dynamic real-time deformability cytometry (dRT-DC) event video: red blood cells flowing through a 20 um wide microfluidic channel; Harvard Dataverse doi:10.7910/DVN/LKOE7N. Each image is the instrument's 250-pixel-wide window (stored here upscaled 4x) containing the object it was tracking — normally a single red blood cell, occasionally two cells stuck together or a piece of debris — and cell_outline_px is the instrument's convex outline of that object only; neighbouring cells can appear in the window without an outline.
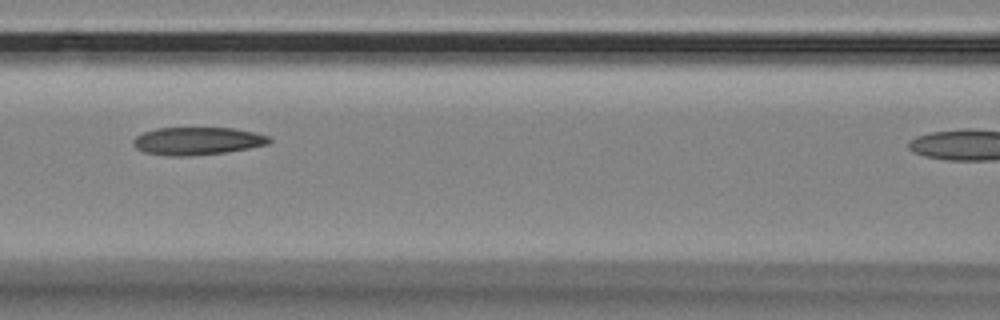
{"species": "Egyptian fruit bat (a non-hibernating species)", "species_latin": "Rousettus aegyptiacus", "temperature_condition": "room temperature", "stored_images_in_passage": 6, "camera_frame_rate_fps": 3000, "um_per_image_px": 0.085, "animal": {"sex": "female"}, "frame": {"image": 1, "passage_image": 3, "time_ms": 0.667, "image_size_px": [1000, 320], "cell_outline_px": [[272, 140], [268, 144], [248, 148], [224, 152], [188, 156], [168, 156], [144, 152], [136, 148], [132, 144], [132, 140], [136, 136], [144, 132], [156, 128], [232, 128], [252, 132], [268, 136]], "centroid_in_image_um": [16.72, 11.98], "position_along_channel_um": 149.9, "area_um2": 21.85}}
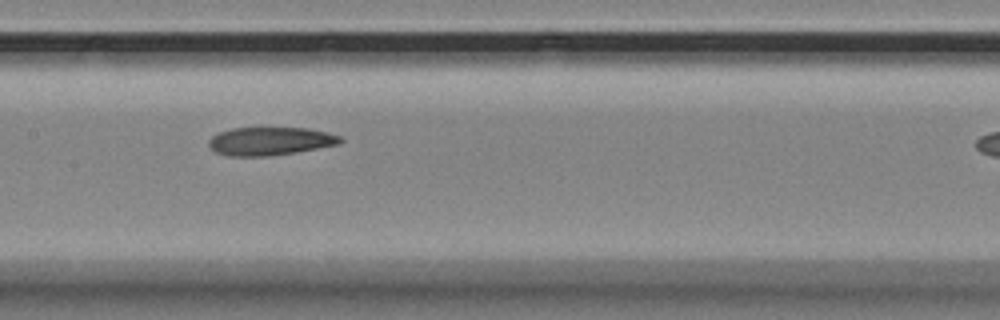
{"frame": {"image": 2, "passage_image": 4, "time_ms": 1.0, "image_size_px": [1000, 320], "cell_outline_px": [[344, 140], [340, 144], [296, 152], [268, 156], [228, 156], [216, 152], [208, 144], [208, 140], [212, 136], [220, 132], [232, 128], [308, 128], [328, 132], [340, 136]], "centroid_in_image_um": [22.98, 12.0], "position_along_channel_um": 184.4, "area_um2": 21.62}}
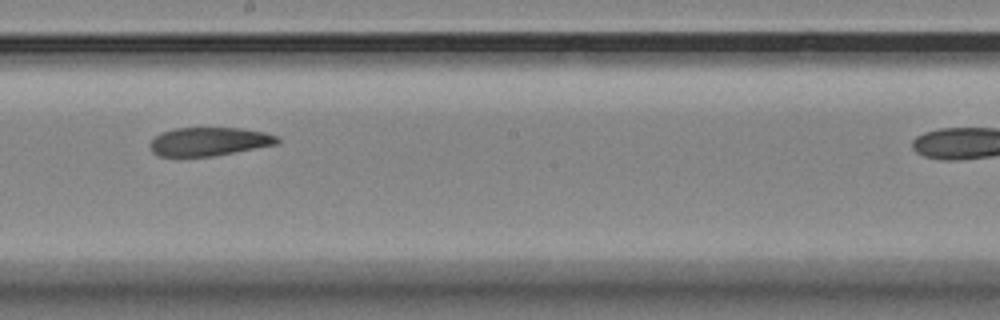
{"frame": {"image": 3, "passage_image": 5, "time_ms": 1.333, "image_size_px": [1000, 320], "cell_outline_px": [[280, 140], [276, 144], [212, 156], [160, 156], [152, 152], [148, 144], [160, 132], [176, 128], [240, 128], [264, 132], [280, 136]], "centroid_in_image_um": [17.75, 12.02], "position_along_channel_um": 230.4, "area_um2": 21.04}}